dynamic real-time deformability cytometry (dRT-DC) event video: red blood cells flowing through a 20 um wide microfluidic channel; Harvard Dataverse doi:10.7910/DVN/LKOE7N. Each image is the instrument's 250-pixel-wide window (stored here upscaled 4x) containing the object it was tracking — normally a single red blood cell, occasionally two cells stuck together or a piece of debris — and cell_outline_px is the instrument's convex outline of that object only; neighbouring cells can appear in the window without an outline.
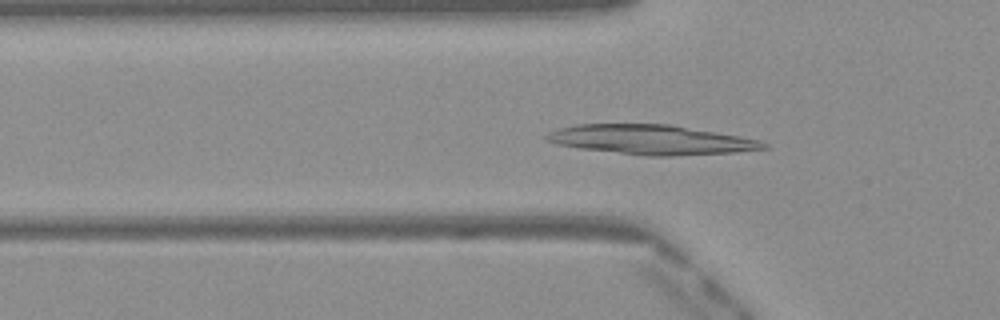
{"species": "Egyptian fruit bat (a non-hibernating species)", "species_latin": "Rousettus aegyptiacus", "temperature_condition": "warm", "stored_images_in_passage": 39, "camera_frame_rate_fps": 3000, "um_per_image_px": 0.085, "frame": {"image": 1, "passage_image": 6, "time_ms": 1.667, "image_size_px": [1000, 320], "cell_outline_px": [[768, 148], [736, 152], [672, 156], [644, 156], [580, 148], [560, 144], [544, 140], [544, 136], [548, 132], [560, 128], [580, 124], [672, 124], [740, 136], [760, 140], [768, 144]], "centroid_in_image_um": [55.38, 11.87], "position_along_channel_um": 70.4, "area_um2": 37.45}}
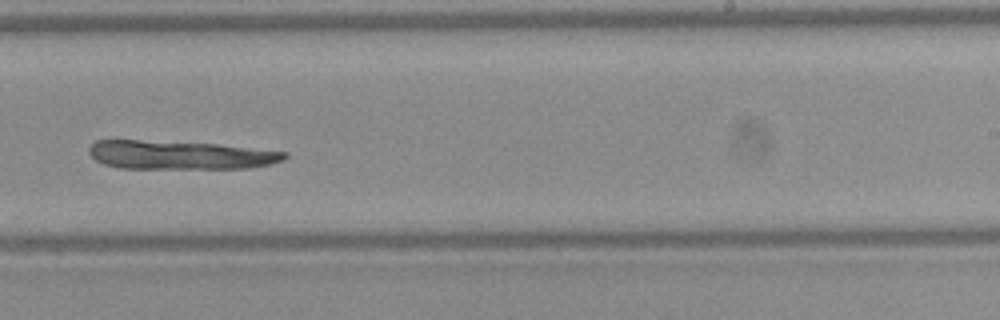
{"frame": {"image": 2, "passage_image": 21, "time_ms": 6.667, "image_size_px": [1000, 320], "cell_outline_px": [[288, 156], [284, 160], [252, 168], [120, 168], [104, 164], [96, 160], [88, 152], [88, 148], [96, 140], [140, 140], [216, 144], [288, 152]], "centroid_in_image_um": [15.29, 13.17], "position_along_channel_um": 273.7, "area_um2": 32.48}}
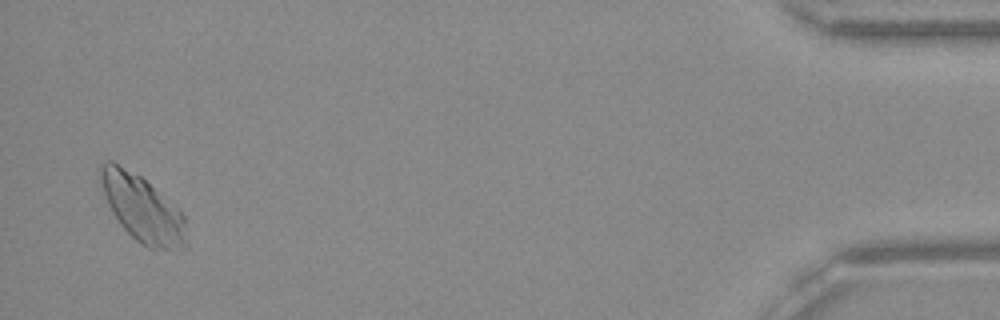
{"frame": {"image": 3, "passage_image": 38, "time_ms": 12.333, "image_size_px": [1000, 320], "cell_outline_px": [[188, 248], [180, 252], [148, 248], [140, 244], [120, 224], [112, 212], [108, 204], [100, 180], [100, 164], [108, 160], [112, 160], [140, 176], [176, 204], [180, 208], [184, 216], [188, 240]], "centroid_in_image_um": [12.19, 17.79], "position_along_channel_um": 423.0, "area_um2": 33.93}}